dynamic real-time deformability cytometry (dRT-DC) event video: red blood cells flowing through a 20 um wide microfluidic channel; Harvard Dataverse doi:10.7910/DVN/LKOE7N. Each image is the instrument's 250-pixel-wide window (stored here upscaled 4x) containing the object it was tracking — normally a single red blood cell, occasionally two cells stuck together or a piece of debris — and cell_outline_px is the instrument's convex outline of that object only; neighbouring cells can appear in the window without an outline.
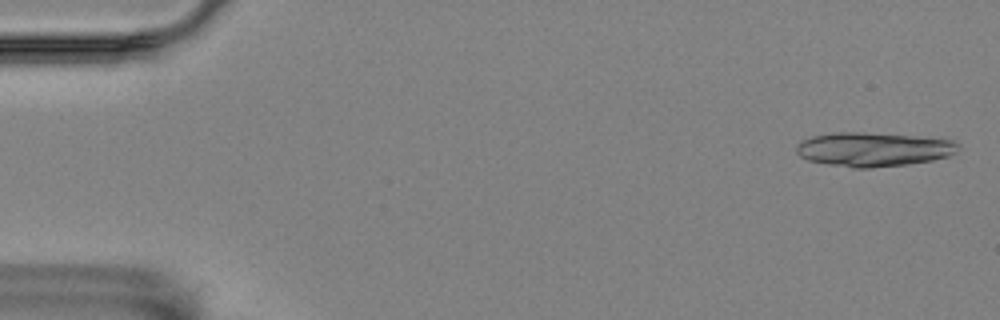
{"species": "Egyptian fruit bat (a non-hibernating species)", "species_latin": "Rousettus aegyptiacus", "temperature_condition": "room temperature", "stored_images_in_passage": 11, "camera_frame_rate_fps": 3000, "um_per_image_px": 0.085, "animal": {"sex": "female"}, "frame": {"image": 1, "passage_image": 2, "time_ms": 0.333, "image_size_px": [1000, 320], "cell_outline_px": [[960, 148], [956, 152], [948, 156], [932, 160], [908, 164], [872, 168], [852, 168], [828, 164], [808, 160], [800, 156], [796, 152], [796, 144], [812, 136], [832, 132], [864, 132], [916, 136], [952, 140], [960, 144]], "centroid_in_image_um": [74.24, 12.69], "position_along_channel_um": 10.8, "area_um2": 32.31}}